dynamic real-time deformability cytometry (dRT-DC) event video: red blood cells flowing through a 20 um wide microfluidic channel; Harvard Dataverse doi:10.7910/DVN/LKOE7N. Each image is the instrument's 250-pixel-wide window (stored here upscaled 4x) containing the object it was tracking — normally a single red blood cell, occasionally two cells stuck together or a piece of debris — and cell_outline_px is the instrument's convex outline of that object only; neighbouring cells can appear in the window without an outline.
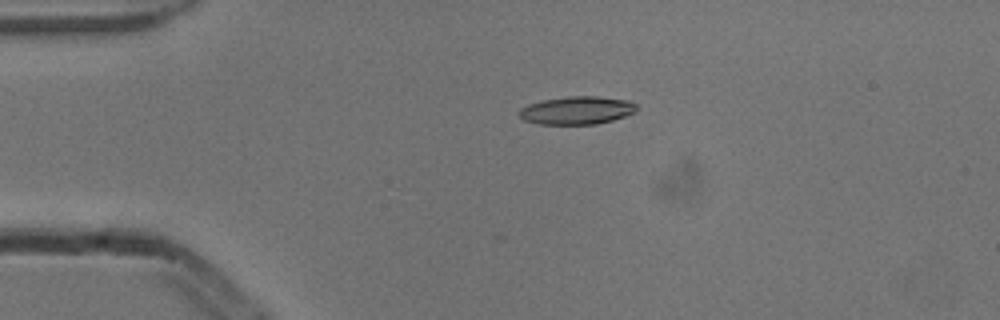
{"species": "common noctule bat (a hibernating species)", "species_latin": "Nyctalus noctula", "temperature_condition": "cold", "stored_images_in_passage": 4, "camera_frame_rate_fps": 3000, "um_per_image_px": 0.085, "animal": {"sex": "male", "body_mass_g": 13.3}, "frame": {"image": 1, "passage_image": 3, "time_ms": 0.667, "image_size_px": [1000, 320], "cell_outline_px": [[636, 112], [612, 120], [596, 124], [540, 124], [524, 120], [520, 116], [520, 108], [528, 104], [544, 100], [568, 96], [596, 96], [628, 100], [636, 104]], "centroid_in_image_um": [49.04, 9.37], "position_along_channel_um": 36.0, "area_um2": 19.02}}